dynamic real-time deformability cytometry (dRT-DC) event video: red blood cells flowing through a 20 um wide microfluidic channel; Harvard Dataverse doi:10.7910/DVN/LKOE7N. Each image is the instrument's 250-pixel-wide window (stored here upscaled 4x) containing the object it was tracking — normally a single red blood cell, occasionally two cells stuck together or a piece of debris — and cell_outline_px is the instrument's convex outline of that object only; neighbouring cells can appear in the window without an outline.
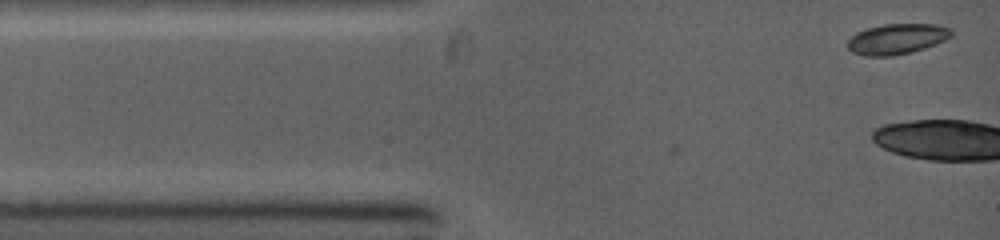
{"species": "common noctule bat (a hibernating species)", "species_latin": "Nyctalus noctula", "temperature_condition": "warm", "stored_images_in_passage": 4, "camera_frame_rate_fps": 5000, "um_per_image_px": 0.085, "animal": {"sex": "female", "body_mass_g": 19.0, "forearm_length_mm": 53.3}, "frame": {"image": 1, "passage_image": 4, "time_ms": 0.8, "image_size_px": [1000, 240], "cell_outline_px": [[952, 36], [936, 44], [912, 52], [892, 56], [864, 56], [852, 52], [848, 48], [848, 40], [856, 32], [868, 28], [884, 24], [936, 24], [948, 28], [952, 32]], "centroid_in_image_um": [76.22, 3.32], "position_along_channel_um": 8.8, "area_um2": 18.38}}